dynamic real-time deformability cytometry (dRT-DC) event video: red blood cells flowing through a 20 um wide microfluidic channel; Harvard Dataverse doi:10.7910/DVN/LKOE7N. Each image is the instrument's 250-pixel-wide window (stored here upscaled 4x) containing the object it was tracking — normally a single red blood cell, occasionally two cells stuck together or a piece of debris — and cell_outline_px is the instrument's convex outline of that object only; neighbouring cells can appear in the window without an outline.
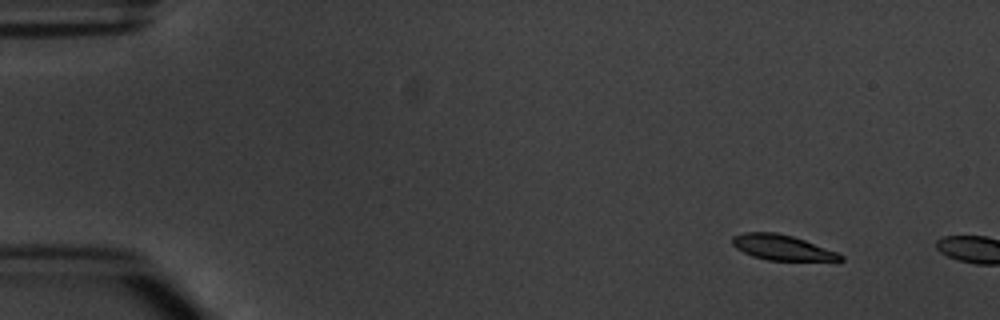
{"species": "common noctule bat (a hibernating species)", "species_latin": "Nyctalus noctula", "temperature_condition": "warm", "stored_images_in_passage": 2, "camera_frame_rate_fps": 3000, "um_per_image_px": 0.085, "animal": {"sex": "male", "body_mass_g": 20.1, "forearm_length_mm": 53.5}, "frame": {"image": 1, "passage_image": 1, "time_ms": 0.0, "image_size_px": [1000, 320], "cell_outline_px": [[844, 260], [768, 260], [752, 256], [736, 248], [732, 244], [732, 236], [744, 232], [776, 232], [792, 236], [804, 240], [836, 252], [844, 256]], "centroid_in_image_um": [66.42, 21.02], "position_along_channel_um": 18.6, "area_um2": 15.66}}